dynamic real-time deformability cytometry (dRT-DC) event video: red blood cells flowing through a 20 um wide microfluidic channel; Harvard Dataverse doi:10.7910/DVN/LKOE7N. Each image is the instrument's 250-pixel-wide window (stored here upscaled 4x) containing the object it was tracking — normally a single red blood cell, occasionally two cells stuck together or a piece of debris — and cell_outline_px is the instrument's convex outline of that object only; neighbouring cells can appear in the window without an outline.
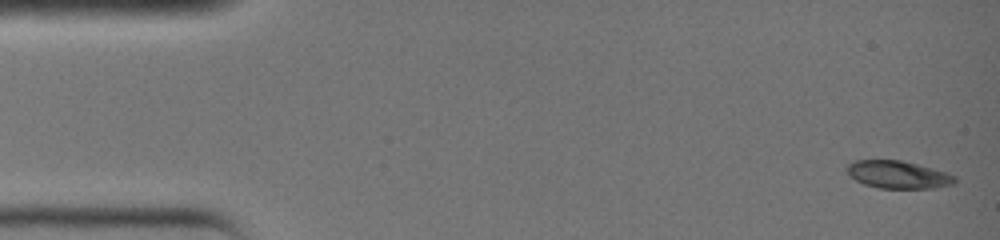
{"species": "common noctule bat (a hibernating species)", "species_latin": "Nyctalus noctula", "temperature_condition": "warm", "stored_images_in_passage": 36, "camera_frame_rate_fps": 3000, "um_per_image_px": 0.085, "animal": {"sex": "female", "body_mass_g": 19.0, "forearm_length_mm": 51.5}, "frame": {"image": 1, "passage_image": 1, "time_ms": 0.0, "image_size_px": [1000, 240], "cell_outline_px": [[956, 184], [932, 188], [880, 188], [864, 184], [848, 176], [844, 168], [848, 164], [856, 160], [900, 160], [932, 168], [956, 176]], "centroid_in_image_um": [76.3, 14.84], "position_along_channel_um": 8.7, "area_um2": 17.4}}
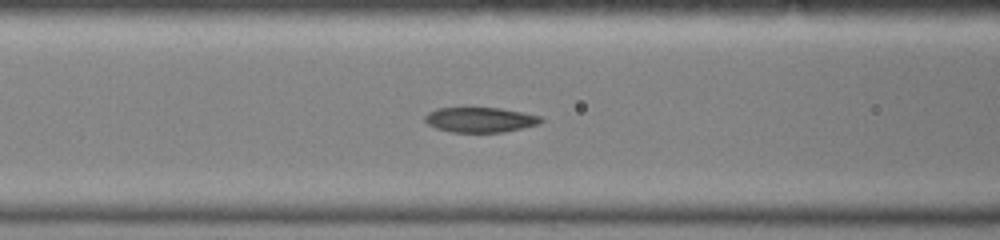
{"frame": {"image": 2, "passage_image": 15, "time_ms": 4.667, "image_size_px": [1000, 240], "cell_outline_px": [[544, 120], [536, 124], [504, 132], [452, 132], [436, 128], [428, 124], [424, 120], [424, 116], [428, 112], [440, 108], [500, 108], [540, 116]], "centroid_in_image_um": [40.77, 10.18], "position_along_channel_um": 125.8, "area_um2": 16.65}}
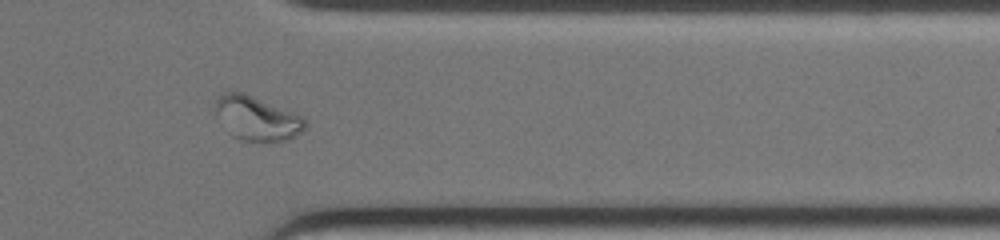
{"frame": {"image": 3, "passage_image": 30, "time_ms": 9.667, "image_size_px": [1000, 240], "cell_outline_px": [[308, 124], [296, 136], [288, 140], [240, 140], [232, 136], [228, 132], [212, 108], [216, 100], [224, 92], [240, 92], [304, 116], [308, 120]], "centroid_in_image_um": [21.83, 10.06], "position_along_channel_um": 389.6, "area_um2": 22.83}}